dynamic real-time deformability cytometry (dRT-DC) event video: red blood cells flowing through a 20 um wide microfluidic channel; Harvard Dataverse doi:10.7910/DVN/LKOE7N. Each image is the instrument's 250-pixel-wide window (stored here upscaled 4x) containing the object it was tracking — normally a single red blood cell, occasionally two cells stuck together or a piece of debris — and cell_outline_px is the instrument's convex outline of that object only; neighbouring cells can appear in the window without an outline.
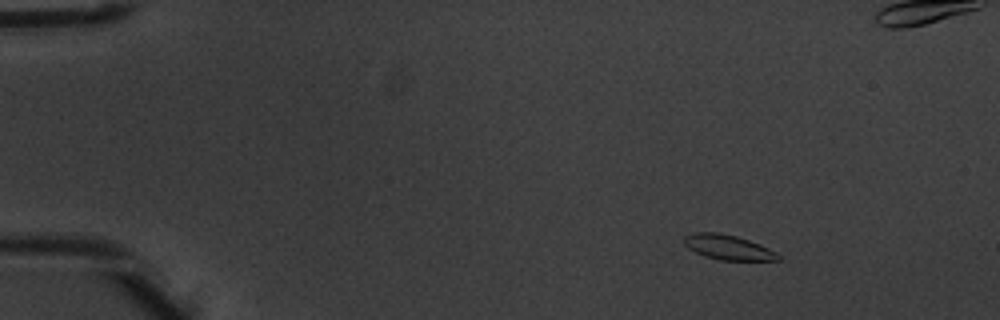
{"species": "common noctule bat (a hibernating species)", "species_latin": "Nyctalus noctula", "temperature_condition": "warm", "stored_images_in_passage": 6, "camera_frame_rate_fps": 3000, "um_per_image_px": 0.085, "animal": {"sex": "male", "body_mass_g": 20.1, "forearm_length_mm": 53.5}, "frame": {"image": 1, "passage_image": 2, "time_ms": 0.333, "image_size_px": [1000, 320], "cell_outline_px": [[780, 260], [720, 260], [704, 256], [688, 248], [684, 244], [684, 236], [692, 232], [716, 232], [736, 236], [760, 244], [776, 252], [780, 256]], "centroid_in_image_um": [61.86, 21.01], "position_along_channel_um": 23.1, "area_um2": 13.58}}